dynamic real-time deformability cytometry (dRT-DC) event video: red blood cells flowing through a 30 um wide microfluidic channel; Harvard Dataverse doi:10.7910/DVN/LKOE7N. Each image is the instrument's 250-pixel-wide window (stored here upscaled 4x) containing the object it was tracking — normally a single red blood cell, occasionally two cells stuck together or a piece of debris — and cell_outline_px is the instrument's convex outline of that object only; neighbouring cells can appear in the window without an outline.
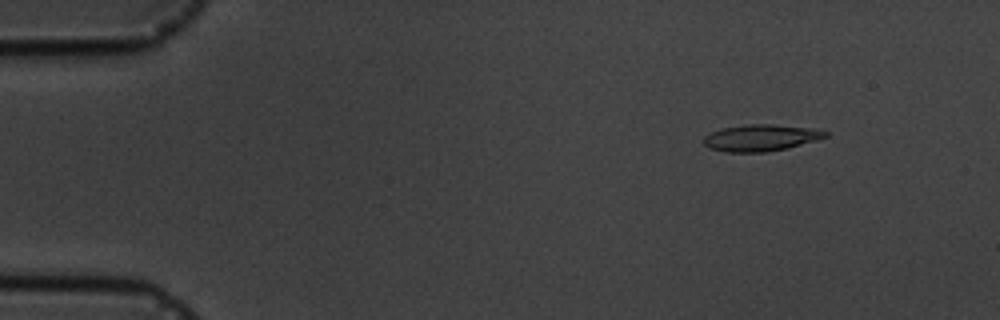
{"species": "common noctule bat (a hibernating species)", "species_latin": "Nyctalus noctula", "temperature_condition": "cold", "stored_images_in_passage": 7, "camera_frame_rate_fps": 3000, "um_per_image_px": 0.085, "animal": {"sex": "male", "body_mass_g": 19.5, "forearm_length_mm": 54.6}, "frame": {"image": 1, "passage_image": 2, "time_ms": 1.333, "image_size_px": [1000, 320], "cell_outline_px": [[828, 136], [816, 140], [788, 148], [768, 152], [724, 152], [708, 148], [704, 144], [704, 136], [720, 128], [748, 124], [772, 124], [816, 128], [828, 132]], "centroid_in_image_um": [64.67, 11.71], "position_along_channel_um": 20.3, "area_um2": 19.07}}
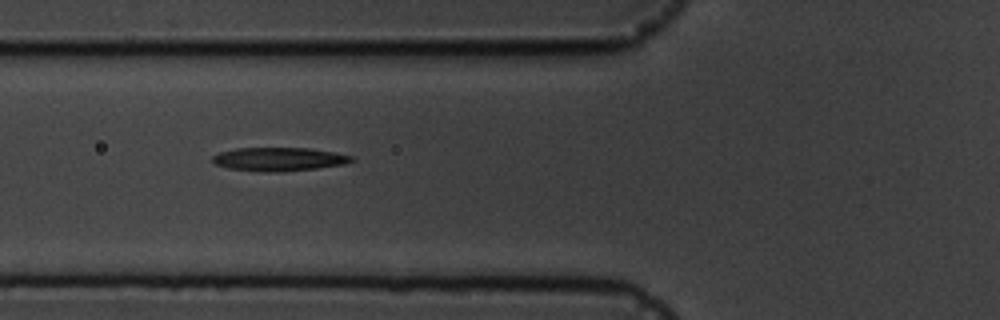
{"frame": {"image": 2, "passage_image": 6, "time_ms": 6.0, "image_size_px": [1000, 320], "cell_outline_px": [[356, 160], [344, 164], [316, 168], [284, 172], [268, 172], [228, 168], [216, 164], [212, 160], [212, 156], [220, 152], [236, 148], [312, 148], [356, 156]], "centroid_in_image_um": [23.77, 13.52], "position_along_channel_um": 102.0, "area_um2": 19.19}}
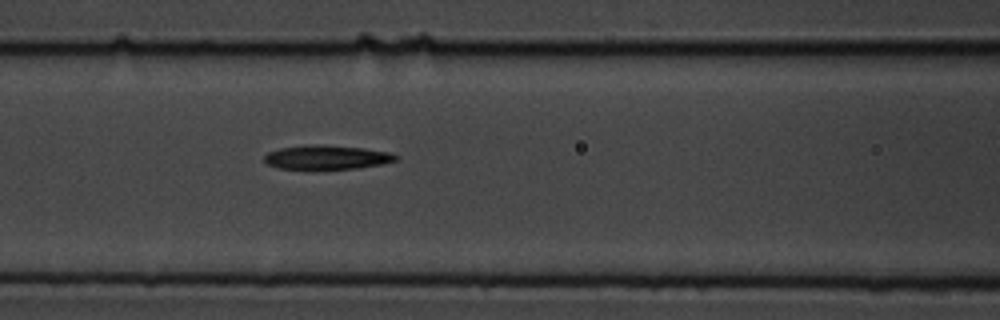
{"frame": {"image": 3, "passage_image": 7, "time_ms": 7.0, "image_size_px": [1000, 320], "cell_outline_px": [[400, 160], [360, 168], [280, 168], [268, 164], [264, 160], [264, 156], [268, 152], [280, 148], [312, 144], [324, 144], [364, 148], [388, 152], [400, 156]], "centroid_in_image_um": [27.83, 13.35], "position_along_channel_um": 138.8, "area_um2": 18.32}}